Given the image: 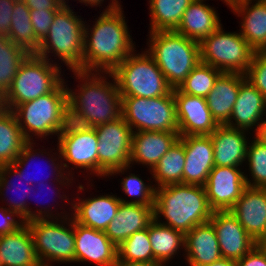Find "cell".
Masks as SVG:
<instances>
[{
  "label": "cell",
  "instance_id": "obj_4",
  "mask_svg": "<svg viewBox=\"0 0 266 266\" xmlns=\"http://www.w3.org/2000/svg\"><path fill=\"white\" fill-rule=\"evenodd\" d=\"M145 49L160 68L168 84L178 88L201 62L200 43L173 31L148 32Z\"/></svg>",
  "mask_w": 266,
  "mask_h": 266
},
{
  "label": "cell",
  "instance_id": "obj_29",
  "mask_svg": "<svg viewBox=\"0 0 266 266\" xmlns=\"http://www.w3.org/2000/svg\"><path fill=\"white\" fill-rule=\"evenodd\" d=\"M206 0H194L185 10L181 23L175 30L190 40L201 43L222 24L218 13Z\"/></svg>",
  "mask_w": 266,
  "mask_h": 266
},
{
  "label": "cell",
  "instance_id": "obj_17",
  "mask_svg": "<svg viewBox=\"0 0 266 266\" xmlns=\"http://www.w3.org/2000/svg\"><path fill=\"white\" fill-rule=\"evenodd\" d=\"M117 246L104 231L75 222V263L90 262L96 266H114Z\"/></svg>",
  "mask_w": 266,
  "mask_h": 266
},
{
  "label": "cell",
  "instance_id": "obj_51",
  "mask_svg": "<svg viewBox=\"0 0 266 266\" xmlns=\"http://www.w3.org/2000/svg\"><path fill=\"white\" fill-rule=\"evenodd\" d=\"M254 135L266 144V116L261 122L259 130Z\"/></svg>",
  "mask_w": 266,
  "mask_h": 266
},
{
  "label": "cell",
  "instance_id": "obj_23",
  "mask_svg": "<svg viewBox=\"0 0 266 266\" xmlns=\"http://www.w3.org/2000/svg\"><path fill=\"white\" fill-rule=\"evenodd\" d=\"M179 138V132H133L130 166L136 163L146 166L151 171Z\"/></svg>",
  "mask_w": 266,
  "mask_h": 266
},
{
  "label": "cell",
  "instance_id": "obj_20",
  "mask_svg": "<svg viewBox=\"0 0 266 266\" xmlns=\"http://www.w3.org/2000/svg\"><path fill=\"white\" fill-rule=\"evenodd\" d=\"M230 212L258 243L266 235V188L247 186Z\"/></svg>",
  "mask_w": 266,
  "mask_h": 266
},
{
  "label": "cell",
  "instance_id": "obj_14",
  "mask_svg": "<svg viewBox=\"0 0 266 266\" xmlns=\"http://www.w3.org/2000/svg\"><path fill=\"white\" fill-rule=\"evenodd\" d=\"M57 140L61 159H63L61 163L66 174L74 177L72 170L79 168L98 177V139L95 127L90 131L72 134Z\"/></svg>",
  "mask_w": 266,
  "mask_h": 266
},
{
  "label": "cell",
  "instance_id": "obj_18",
  "mask_svg": "<svg viewBox=\"0 0 266 266\" xmlns=\"http://www.w3.org/2000/svg\"><path fill=\"white\" fill-rule=\"evenodd\" d=\"M185 150L183 184L205 186L214 168L213 144L210 135L180 136Z\"/></svg>",
  "mask_w": 266,
  "mask_h": 266
},
{
  "label": "cell",
  "instance_id": "obj_55",
  "mask_svg": "<svg viewBox=\"0 0 266 266\" xmlns=\"http://www.w3.org/2000/svg\"><path fill=\"white\" fill-rule=\"evenodd\" d=\"M258 244L266 251V235L258 242Z\"/></svg>",
  "mask_w": 266,
  "mask_h": 266
},
{
  "label": "cell",
  "instance_id": "obj_32",
  "mask_svg": "<svg viewBox=\"0 0 266 266\" xmlns=\"http://www.w3.org/2000/svg\"><path fill=\"white\" fill-rule=\"evenodd\" d=\"M35 144L36 143H34V141H28L24 145V147H23L22 152L20 153V155L12 163V165L18 170L19 175H22L23 178L26 180V184L28 183V184L34 186L35 183L37 184V183H41V182L44 181V180H42V181L41 180H37V178H34L35 176H33V177L30 178V173L27 172V170H26V168L27 167L29 168L30 165H31L30 164V161L34 160L36 157L39 159V157L41 158V156H43V158H44V154H46L47 156H49V158H48L49 160L48 161L51 162V163H49L50 164L49 166L52 169V171L51 170L50 171H51V174L54 175L53 177H55V178H52V179H54L53 180L54 184L56 183L57 185H60V184H70V183H72L74 178L72 176L66 174L65 171H64V169H63L62 163H59V162H62V159H61V154L59 152L58 146H57V150H58L59 155H58V153L57 154L56 153H53L54 156L52 157L50 155L49 151L46 152L45 149H43V150L35 149L34 148L35 147L34 146ZM37 151H39V152H37ZM42 151H44V152H42ZM55 154H56V156H55ZM57 156H58V158H57ZM59 158H60V160H59ZM51 174H49V175H51ZM31 175H33V174H31Z\"/></svg>",
  "mask_w": 266,
  "mask_h": 266
},
{
  "label": "cell",
  "instance_id": "obj_46",
  "mask_svg": "<svg viewBox=\"0 0 266 266\" xmlns=\"http://www.w3.org/2000/svg\"><path fill=\"white\" fill-rule=\"evenodd\" d=\"M236 263L237 266H266V251L257 243Z\"/></svg>",
  "mask_w": 266,
  "mask_h": 266
},
{
  "label": "cell",
  "instance_id": "obj_30",
  "mask_svg": "<svg viewBox=\"0 0 266 266\" xmlns=\"http://www.w3.org/2000/svg\"><path fill=\"white\" fill-rule=\"evenodd\" d=\"M0 261L3 266H35L39 263L26 222L15 231L0 236Z\"/></svg>",
  "mask_w": 266,
  "mask_h": 266
},
{
  "label": "cell",
  "instance_id": "obj_45",
  "mask_svg": "<svg viewBox=\"0 0 266 266\" xmlns=\"http://www.w3.org/2000/svg\"><path fill=\"white\" fill-rule=\"evenodd\" d=\"M23 223V220L14 212L9 211L6 207H0V236L15 231Z\"/></svg>",
  "mask_w": 266,
  "mask_h": 266
},
{
  "label": "cell",
  "instance_id": "obj_57",
  "mask_svg": "<svg viewBox=\"0 0 266 266\" xmlns=\"http://www.w3.org/2000/svg\"><path fill=\"white\" fill-rule=\"evenodd\" d=\"M35 266H48V265L39 262V263H38L37 265H35Z\"/></svg>",
  "mask_w": 266,
  "mask_h": 266
},
{
  "label": "cell",
  "instance_id": "obj_8",
  "mask_svg": "<svg viewBox=\"0 0 266 266\" xmlns=\"http://www.w3.org/2000/svg\"><path fill=\"white\" fill-rule=\"evenodd\" d=\"M59 64L51 63L37 54H29L3 97L6 109L12 110L16 105L51 93L64 80L62 65Z\"/></svg>",
  "mask_w": 266,
  "mask_h": 266
},
{
  "label": "cell",
  "instance_id": "obj_11",
  "mask_svg": "<svg viewBox=\"0 0 266 266\" xmlns=\"http://www.w3.org/2000/svg\"><path fill=\"white\" fill-rule=\"evenodd\" d=\"M254 53L240 32H225L222 25L200 43L201 62L224 73L246 74Z\"/></svg>",
  "mask_w": 266,
  "mask_h": 266
},
{
  "label": "cell",
  "instance_id": "obj_42",
  "mask_svg": "<svg viewBox=\"0 0 266 266\" xmlns=\"http://www.w3.org/2000/svg\"><path fill=\"white\" fill-rule=\"evenodd\" d=\"M93 128L90 120L67 102L62 108L60 127L56 136L63 138L72 134L87 132Z\"/></svg>",
  "mask_w": 266,
  "mask_h": 266
},
{
  "label": "cell",
  "instance_id": "obj_35",
  "mask_svg": "<svg viewBox=\"0 0 266 266\" xmlns=\"http://www.w3.org/2000/svg\"><path fill=\"white\" fill-rule=\"evenodd\" d=\"M27 142L14 113L6 109L0 116V166L12 164Z\"/></svg>",
  "mask_w": 266,
  "mask_h": 266
},
{
  "label": "cell",
  "instance_id": "obj_13",
  "mask_svg": "<svg viewBox=\"0 0 266 266\" xmlns=\"http://www.w3.org/2000/svg\"><path fill=\"white\" fill-rule=\"evenodd\" d=\"M242 168L214 166L205 184L213 211H230L247 187Z\"/></svg>",
  "mask_w": 266,
  "mask_h": 266
},
{
  "label": "cell",
  "instance_id": "obj_38",
  "mask_svg": "<svg viewBox=\"0 0 266 266\" xmlns=\"http://www.w3.org/2000/svg\"><path fill=\"white\" fill-rule=\"evenodd\" d=\"M222 73L213 66L200 62L177 89L181 93L206 98Z\"/></svg>",
  "mask_w": 266,
  "mask_h": 266
},
{
  "label": "cell",
  "instance_id": "obj_1",
  "mask_svg": "<svg viewBox=\"0 0 266 266\" xmlns=\"http://www.w3.org/2000/svg\"><path fill=\"white\" fill-rule=\"evenodd\" d=\"M111 1L92 28L85 24L82 71L112 72L136 51L122 5L118 0Z\"/></svg>",
  "mask_w": 266,
  "mask_h": 266
},
{
  "label": "cell",
  "instance_id": "obj_44",
  "mask_svg": "<svg viewBox=\"0 0 266 266\" xmlns=\"http://www.w3.org/2000/svg\"><path fill=\"white\" fill-rule=\"evenodd\" d=\"M59 10H30V18L36 39L41 42L48 33L54 20L55 14Z\"/></svg>",
  "mask_w": 266,
  "mask_h": 266
},
{
  "label": "cell",
  "instance_id": "obj_43",
  "mask_svg": "<svg viewBox=\"0 0 266 266\" xmlns=\"http://www.w3.org/2000/svg\"><path fill=\"white\" fill-rule=\"evenodd\" d=\"M246 79L266 98V53L255 52Z\"/></svg>",
  "mask_w": 266,
  "mask_h": 266
},
{
  "label": "cell",
  "instance_id": "obj_3",
  "mask_svg": "<svg viewBox=\"0 0 266 266\" xmlns=\"http://www.w3.org/2000/svg\"><path fill=\"white\" fill-rule=\"evenodd\" d=\"M72 72L80 85L75 91L67 85L68 102L87 117L93 127L113 122L122 116V97L112 72Z\"/></svg>",
  "mask_w": 266,
  "mask_h": 266
},
{
  "label": "cell",
  "instance_id": "obj_47",
  "mask_svg": "<svg viewBox=\"0 0 266 266\" xmlns=\"http://www.w3.org/2000/svg\"><path fill=\"white\" fill-rule=\"evenodd\" d=\"M16 0H0V36H8Z\"/></svg>",
  "mask_w": 266,
  "mask_h": 266
},
{
  "label": "cell",
  "instance_id": "obj_53",
  "mask_svg": "<svg viewBox=\"0 0 266 266\" xmlns=\"http://www.w3.org/2000/svg\"><path fill=\"white\" fill-rule=\"evenodd\" d=\"M80 3H84L86 6H91V7H102L101 3L103 4L104 0H78Z\"/></svg>",
  "mask_w": 266,
  "mask_h": 266
},
{
  "label": "cell",
  "instance_id": "obj_15",
  "mask_svg": "<svg viewBox=\"0 0 266 266\" xmlns=\"http://www.w3.org/2000/svg\"><path fill=\"white\" fill-rule=\"evenodd\" d=\"M180 136L210 135L219 126L213 119L205 97L173 89Z\"/></svg>",
  "mask_w": 266,
  "mask_h": 266
},
{
  "label": "cell",
  "instance_id": "obj_12",
  "mask_svg": "<svg viewBox=\"0 0 266 266\" xmlns=\"http://www.w3.org/2000/svg\"><path fill=\"white\" fill-rule=\"evenodd\" d=\"M98 139V177L127 173L133 131L121 116L113 122L95 127Z\"/></svg>",
  "mask_w": 266,
  "mask_h": 266
},
{
  "label": "cell",
  "instance_id": "obj_28",
  "mask_svg": "<svg viewBox=\"0 0 266 266\" xmlns=\"http://www.w3.org/2000/svg\"><path fill=\"white\" fill-rule=\"evenodd\" d=\"M245 78V74L223 72L206 96L208 108L218 125H226L229 122L240 83Z\"/></svg>",
  "mask_w": 266,
  "mask_h": 266
},
{
  "label": "cell",
  "instance_id": "obj_39",
  "mask_svg": "<svg viewBox=\"0 0 266 266\" xmlns=\"http://www.w3.org/2000/svg\"><path fill=\"white\" fill-rule=\"evenodd\" d=\"M247 145L246 162L249 166L248 173L244 174L246 185L249 187L266 188V144L255 135ZM251 142V143H250Z\"/></svg>",
  "mask_w": 266,
  "mask_h": 266
},
{
  "label": "cell",
  "instance_id": "obj_25",
  "mask_svg": "<svg viewBox=\"0 0 266 266\" xmlns=\"http://www.w3.org/2000/svg\"><path fill=\"white\" fill-rule=\"evenodd\" d=\"M253 2V3H252ZM241 17L240 34L255 52L266 50V0H240L229 6Z\"/></svg>",
  "mask_w": 266,
  "mask_h": 266
},
{
  "label": "cell",
  "instance_id": "obj_26",
  "mask_svg": "<svg viewBox=\"0 0 266 266\" xmlns=\"http://www.w3.org/2000/svg\"><path fill=\"white\" fill-rule=\"evenodd\" d=\"M154 219V206L121 202L115 218L105 234L118 247L134 232L148 228Z\"/></svg>",
  "mask_w": 266,
  "mask_h": 266
},
{
  "label": "cell",
  "instance_id": "obj_41",
  "mask_svg": "<svg viewBox=\"0 0 266 266\" xmlns=\"http://www.w3.org/2000/svg\"><path fill=\"white\" fill-rule=\"evenodd\" d=\"M121 189L128 197H133L132 200L119 199L123 203L141 204L145 206H154L155 203V186L150 183L146 184L140 176L134 173H129L121 179Z\"/></svg>",
  "mask_w": 266,
  "mask_h": 266
},
{
  "label": "cell",
  "instance_id": "obj_40",
  "mask_svg": "<svg viewBox=\"0 0 266 266\" xmlns=\"http://www.w3.org/2000/svg\"><path fill=\"white\" fill-rule=\"evenodd\" d=\"M118 257L121 260L133 262H153L152 246L149 241L148 228L134 232L117 247Z\"/></svg>",
  "mask_w": 266,
  "mask_h": 266
},
{
  "label": "cell",
  "instance_id": "obj_49",
  "mask_svg": "<svg viewBox=\"0 0 266 266\" xmlns=\"http://www.w3.org/2000/svg\"><path fill=\"white\" fill-rule=\"evenodd\" d=\"M114 266H163V265H161L158 262H133V261L121 260L117 256V260Z\"/></svg>",
  "mask_w": 266,
  "mask_h": 266
},
{
  "label": "cell",
  "instance_id": "obj_6",
  "mask_svg": "<svg viewBox=\"0 0 266 266\" xmlns=\"http://www.w3.org/2000/svg\"><path fill=\"white\" fill-rule=\"evenodd\" d=\"M67 102V84L64 79L51 93L16 105L11 111L27 141H35V138L42 140L57 135L62 108ZM33 135L36 136L34 140Z\"/></svg>",
  "mask_w": 266,
  "mask_h": 266
},
{
  "label": "cell",
  "instance_id": "obj_56",
  "mask_svg": "<svg viewBox=\"0 0 266 266\" xmlns=\"http://www.w3.org/2000/svg\"><path fill=\"white\" fill-rule=\"evenodd\" d=\"M237 1H240V0H226V5H228V7L230 5H232L233 3L237 2Z\"/></svg>",
  "mask_w": 266,
  "mask_h": 266
},
{
  "label": "cell",
  "instance_id": "obj_33",
  "mask_svg": "<svg viewBox=\"0 0 266 266\" xmlns=\"http://www.w3.org/2000/svg\"><path fill=\"white\" fill-rule=\"evenodd\" d=\"M184 166V144L179 138L150 171L151 177L155 182V188L169 184L183 183Z\"/></svg>",
  "mask_w": 266,
  "mask_h": 266
},
{
  "label": "cell",
  "instance_id": "obj_37",
  "mask_svg": "<svg viewBox=\"0 0 266 266\" xmlns=\"http://www.w3.org/2000/svg\"><path fill=\"white\" fill-rule=\"evenodd\" d=\"M29 55L7 36H0V95L5 96L24 59Z\"/></svg>",
  "mask_w": 266,
  "mask_h": 266
},
{
  "label": "cell",
  "instance_id": "obj_2",
  "mask_svg": "<svg viewBox=\"0 0 266 266\" xmlns=\"http://www.w3.org/2000/svg\"><path fill=\"white\" fill-rule=\"evenodd\" d=\"M212 213L204 186L178 183L155 189L154 218L184 235L208 222Z\"/></svg>",
  "mask_w": 266,
  "mask_h": 266
},
{
  "label": "cell",
  "instance_id": "obj_16",
  "mask_svg": "<svg viewBox=\"0 0 266 266\" xmlns=\"http://www.w3.org/2000/svg\"><path fill=\"white\" fill-rule=\"evenodd\" d=\"M209 222L223 258L238 261L257 244L230 211H213Z\"/></svg>",
  "mask_w": 266,
  "mask_h": 266
},
{
  "label": "cell",
  "instance_id": "obj_36",
  "mask_svg": "<svg viewBox=\"0 0 266 266\" xmlns=\"http://www.w3.org/2000/svg\"><path fill=\"white\" fill-rule=\"evenodd\" d=\"M8 38L29 54H36L40 42L36 39L30 18V9L22 0H16L11 16Z\"/></svg>",
  "mask_w": 266,
  "mask_h": 266
},
{
  "label": "cell",
  "instance_id": "obj_22",
  "mask_svg": "<svg viewBox=\"0 0 266 266\" xmlns=\"http://www.w3.org/2000/svg\"><path fill=\"white\" fill-rule=\"evenodd\" d=\"M12 176L13 177L14 176L19 177L18 178L19 180L18 179L17 180L20 183H22L21 181L26 182V180L23 178V176L19 175L18 170L12 164L1 166L0 167V196L1 197L7 196L5 194V192L7 193V190L10 191L12 189H13V191L15 190L17 192L19 190V192L22 193L23 196L20 195L22 198L18 197V199H20L19 201H16L15 199L12 200L11 198H9L10 199L9 200L7 198L6 206L8 205L7 209L9 211L14 212L20 219L23 220V222H27V221L33 220V219H40V218H59L60 219V218H64V217L71 215V213H69L67 211H64L65 213L60 212L61 214L56 212L57 215L53 214L55 212V211H52L54 208L53 207L47 208V206L42 207L41 209L37 208L36 211L35 210L33 211L32 207H29L30 203L26 202V199H28V197H30L31 192L36 193L34 186L27 183V185H26L27 187H25V189L24 188L22 189L21 184L18 185L16 183L14 184V182H12L14 180V179L13 180L11 179ZM9 178L12 181L9 180ZM25 182H23V183H25ZM16 189H18V190H16ZM25 196H26V199H25ZM8 202H9V204H8Z\"/></svg>",
  "mask_w": 266,
  "mask_h": 266
},
{
  "label": "cell",
  "instance_id": "obj_27",
  "mask_svg": "<svg viewBox=\"0 0 266 266\" xmlns=\"http://www.w3.org/2000/svg\"><path fill=\"white\" fill-rule=\"evenodd\" d=\"M184 259L190 266H204L222 259L213 225L208 221L185 234Z\"/></svg>",
  "mask_w": 266,
  "mask_h": 266
},
{
  "label": "cell",
  "instance_id": "obj_54",
  "mask_svg": "<svg viewBox=\"0 0 266 266\" xmlns=\"http://www.w3.org/2000/svg\"><path fill=\"white\" fill-rule=\"evenodd\" d=\"M6 110V105L3 96L0 95V116Z\"/></svg>",
  "mask_w": 266,
  "mask_h": 266
},
{
  "label": "cell",
  "instance_id": "obj_9",
  "mask_svg": "<svg viewBox=\"0 0 266 266\" xmlns=\"http://www.w3.org/2000/svg\"><path fill=\"white\" fill-rule=\"evenodd\" d=\"M64 218H40L27 221L40 263H75V221ZM63 219V220H62Z\"/></svg>",
  "mask_w": 266,
  "mask_h": 266
},
{
  "label": "cell",
  "instance_id": "obj_21",
  "mask_svg": "<svg viewBox=\"0 0 266 266\" xmlns=\"http://www.w3.org/2000/svg\"><path fill=\"white\" fill-rule=\"evenodd\" d=\"M264 116L266 98L245 78L240 83L238 97L226 126L247 131L252 129L256 133Z\"/></svg>",
  "mask_w": 266,
  "mask_h": 266
},
{
  "label": "cell",
  "instance_id": "obj_19",
  "mask_svg": "<svg viewBox=\"0 0 266 266\" xmlns=\"http://www.w3.org/2000/svg\"><path fill=\"white\" fill-rule=\"evenodd\" d=\"M77 194L76 200L74 201L73 197L71 202L72 207H69L72 219L83 226L105 232L118 212L121 204L119 197L114 194H104L83 199L79 196L81 193Z\"/></svg>",
  "mask_w": 266,
  "mask_h": 266
},
{
  "label": "cell",
  "instance_id": "obj_50",
  "mask_svg": "<svg viewBox=\"0 0 266 266\" xmlns=\"http://www.w3.org/2000/svg\"><path fill=\"white\" fill-rule=\"evenodd\" d=\"M46 183H47V181H46V182L43 181V182H41V183H38L39 186H37V187H38L37 189H38L39 192L42 193L41 190H43V189H41V186H42L44 189L47 188V187H46ZM68 185L70 186V184H60L59 189L57 190L58 193H56V192L54 193L55 195H56V194L59 195V196L57 195V197H59V199L61 198V201H62V200H63V201L65 200L64 202L67 203V204H65L66 206H67V205H71V202H70V201H72V200H70L69 197L66 196V194H65V195L62 194V195H63V196H62L59 192H61L60 189H62V188H60V187H62V186H66V188H67ZM48 186H49V185H48ZM45 187H46V188H45ZM48 190H49V189H47L46 191H48ZM52 191L54 192V190H52ZM43 193H44V192H43ZM37 194H38V193H37ZM67 197H68V198H67ZM68 199H69V200H68ZM38 200H39V199H38ZM52 200H53V199H52ZM67 201H68V202H67ZM37 204H38V202H37ZM40 205H41V204H40Z\"/></svg>",
  "mask_w": 266,
  "mask_h": 266
},
{
  "label": "cell",
  "instance_id": "obj_5",
  "mask_svg": "<svg viewBox=\"0 0 266 266\" xmlns=\"http://www.w3.org/2000/svg\"><path fill=\"white\" fill-rule=\"evenodd\" d=\"M69 6L65 4L55 14L52 25L40 42L36 54L48 61L51 59V63L56 64L57 62H53L55 60H52L51 56L57 57L70 71H82L86 21H83L81 16H77Z\"/></svg>",
  "mask_w": 266,
  "mask_h": 266
},
{
  "label": "cell",
  "instance_id": "obj_31",
  "mask_svg": "<svg viewBox=\"0 0 266 266\" xmlns=\"http://www.w3.org/2000/svg\"><path fill=\"white\" fill-rule=\"evenodd\" d=\"M185 235L178 230L159 223L155 218L149 224V241L152 246L153 262L163 266L178 256L184 248ZM172 258V259H171Z\"/></svg>",
  "mask_w": 266,
  "mask_h": 266
},
{
  "label": "cell",
  "instance_id": "obj_10",
  "mask_svg": "<svg viewBox=\"0 0 266 266\" xmlns=\"http://www.w3.org/2000/svg\"><path fill=\"white\" fill-rule=\"evenodd\" d=\"M121 97L122 117L133 132H179L173 90L154 98Z\"/></svg>",
  "mask_w": 266,
  "mask_h": 266
},
{
  "label": "cell",
  "instance_id": "obj_34",
  "mask_svg": "<svg viewBox=\"0 0 266 266\" xmlns=\"http://www.w3.org/2000/svg\"><path fill=\"white\" fill-rule=\"evenodd\" d=\"M194 0H149L150 30L173 31L181 23L186 8Z\"/></svg>",
  "mask_w": 266,
  "mask_h": 266
},
{
  "label": "cell",
  "instance_id": "obj_48",
  "mask_svg": "<svg viewBox=\"0 0 266 266\" xmlns=\"http://www.w3.org/2000/svg\"><path fill=\"white\" fill-rule=\"evenodd\" d=\"M30 10H60L65 4L62 0H22Z\"/></svg>",
  "mask_w": 266,
  "mask_h": 266
},
{
  "label": "cell",
  "instance_id": "obj_7",
  "mask_svg": "<svg viewBox=\"0 0 266 266\" xmlns=\"http://www.w3.org/2000/svg\"><path fill=\"white\" fill-rule=\"evenodd\" d=\"M112 74L121 96L154 98L173 90L153 57L145 50L141 54L134 51Z\"/></svg>",
  "mask_w": 266,
  "mask_h": 266
},
{
  "label": "cell",
  "instance_id": "obj_52",
  "mask_svg": "<svg viewBox=\"0 0 266 266\" xmlns=\"http://www.w3.org/2000/svg\"><path fill=\"white\" fill-rule=\"evenodd\" d=\"M204 266H237L236 261L222 258L218 261L212 262Z\"/></svg>",
  "mask_w": 266,
  "mask_h": 266
},
{
  "label": "cell",
  "instance_id": "obj_24",
  "mask_svg": "<svg viewBox=\"0 0 266 266\" xmlns=\"http://www.w3.org/2000/svg\"><path fill=\"white\" fill-rule=\"evenodd\" d=\"M247 130L219 125L210 134L213 144L214 165L218 167L240 168L246 162ZM247 134V135H246Z\"/></svg>",
  "mask_w": 266,
  "mask_h": 266
}]
</instances>
